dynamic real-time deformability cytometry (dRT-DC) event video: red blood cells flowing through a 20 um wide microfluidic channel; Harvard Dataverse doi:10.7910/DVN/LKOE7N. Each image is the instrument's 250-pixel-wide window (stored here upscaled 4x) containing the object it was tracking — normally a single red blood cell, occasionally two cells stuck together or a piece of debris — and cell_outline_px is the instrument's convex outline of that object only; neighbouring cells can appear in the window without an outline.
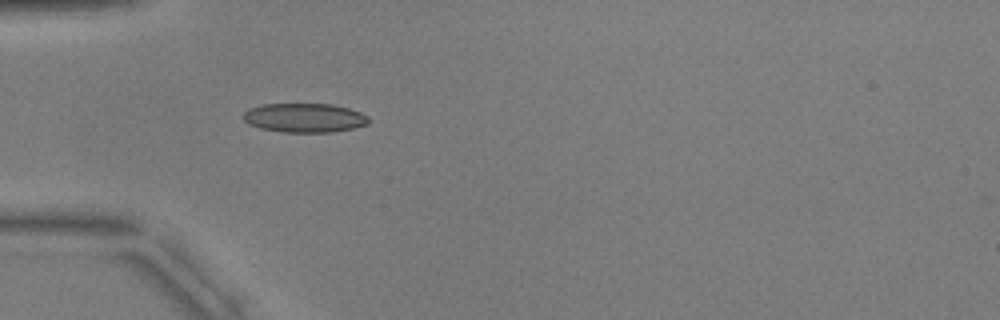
{"species": "common noctule bat (a hibernating species)", "species_latin": "Nyctalus noctula", "temperature_condition": "warm", "stored_images_in_passage": 2, "camera_frame_rate_fps": 3000, "um_per_image_px": 0.085, "animal": {"sex": "male", "body_mass_g": 17.9, "forearm_length_mm": 54.2}, "frame": {"image": 1, "passage_image": 2, "time_ms": 2.0, "image_size_px": [1000, 320], "cell_outline_px": [[372, 120], [368, 124], [352, 128], [332, 132], [280, 132], [260, 128], [248, 124], [244, 120], [244, 112], [248, 108], [264, 104], [332, 104], [348, 108], [360, 112], [368, 116]], "centroid_in_image_um": [25.89, 10.01], "position_along_channel_um": 59.1, "area_um2": 21.39}}